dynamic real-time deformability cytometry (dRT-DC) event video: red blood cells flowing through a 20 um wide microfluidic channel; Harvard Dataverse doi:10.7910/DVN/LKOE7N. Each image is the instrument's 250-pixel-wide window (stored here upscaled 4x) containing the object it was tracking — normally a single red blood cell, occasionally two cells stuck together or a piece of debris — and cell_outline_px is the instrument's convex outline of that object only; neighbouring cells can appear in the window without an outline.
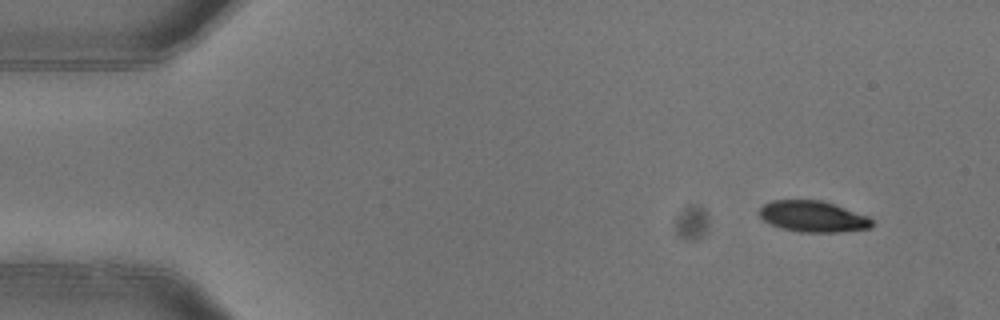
{"species": "common noctule bat (a hibernating species)", "species_latin": "Nyctalus noctula", "temperature_condition": "warm", "stored_images_in_passage": 4, "camera_frame_rate_fps": 3000, "um_per_image_px": 0.085, "animal": {"sex": "female"}, "frame": {"image": 1, "passage_image": 1, "time_ms": 0.0, "image_size_px": [1000, 320], "cell_outline_px": [[872, 228], [840, 232], [800, 232], [780, 228], [764, 220], [760, 216], [760, 208], [764, 204], [772, 200], [820, 200], [836, 204], [868, 216], [872, 220]], "centroid_in_image_um": [69.13, 18.4], "position_along_channel_um": 15.9, "area_um2": 20.46}}
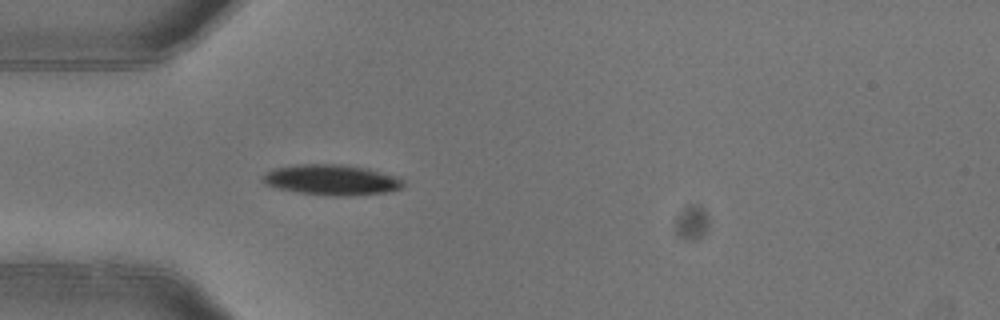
{"frame": {"image": 2, "passage_image": 4, "time_ms": 1.0, "image_size_px": [1000, 320], "cell_outline_px": [[404, 188], [388, 192], [352, 196], [332, 196], [296, 192], [264, 184], [260, 180], [260, 176], [272, 168], [296, 164], [344, 164], [368, 168], [396, 176], [404, 180]], "centroid_in_image_um": [28.18, 15.28], "position_along_channel_um": 56.8, "area_um2": 25.49}}